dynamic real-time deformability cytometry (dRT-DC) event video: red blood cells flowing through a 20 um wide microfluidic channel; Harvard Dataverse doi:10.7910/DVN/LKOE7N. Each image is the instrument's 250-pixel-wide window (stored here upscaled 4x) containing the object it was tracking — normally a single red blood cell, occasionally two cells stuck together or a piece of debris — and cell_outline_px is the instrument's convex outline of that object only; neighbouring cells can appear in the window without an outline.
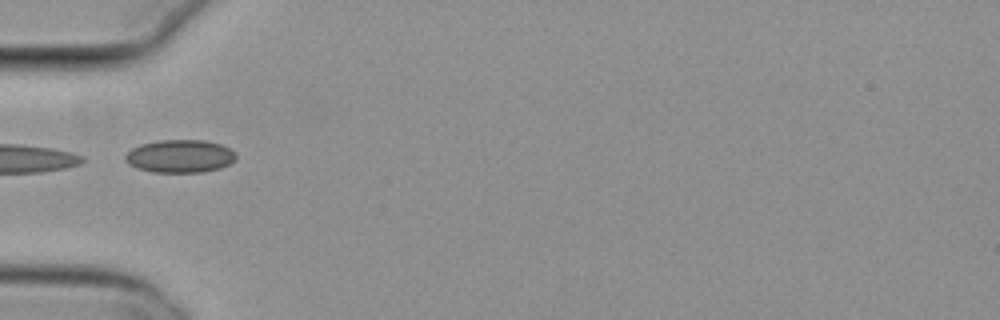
{"species": "common noctule bat (a hibernating species)", "species_latin": "Nyctalus noctula", "temperature_condition": "cold", "stored_images_in_passage": 7, "camera_frame_rate_fps": 3000, "um_per_image_px": 0.085, "animal": {"sex": "female", "body_mass_g": 29.2, "forearm_length_mm": 56.3}, "frame": {"image": 1, "passage_image": 1, "time_ms": 0.0, "image_size_px": [1000, 320], "cell_outline_px": [[236, 156], [228, 164], [220, 168], [204, 172], [152, 172], [136, 168], [128, 164], [124, 160], [124, 156], [132, 148], [140, 144], [156, 140], [204, 140], [220, 144], [236, 152]], "centroid_in_image_um": [15.25, 13.27], "position_along_channel_um": 69.7, "area_um2": 21.33}}